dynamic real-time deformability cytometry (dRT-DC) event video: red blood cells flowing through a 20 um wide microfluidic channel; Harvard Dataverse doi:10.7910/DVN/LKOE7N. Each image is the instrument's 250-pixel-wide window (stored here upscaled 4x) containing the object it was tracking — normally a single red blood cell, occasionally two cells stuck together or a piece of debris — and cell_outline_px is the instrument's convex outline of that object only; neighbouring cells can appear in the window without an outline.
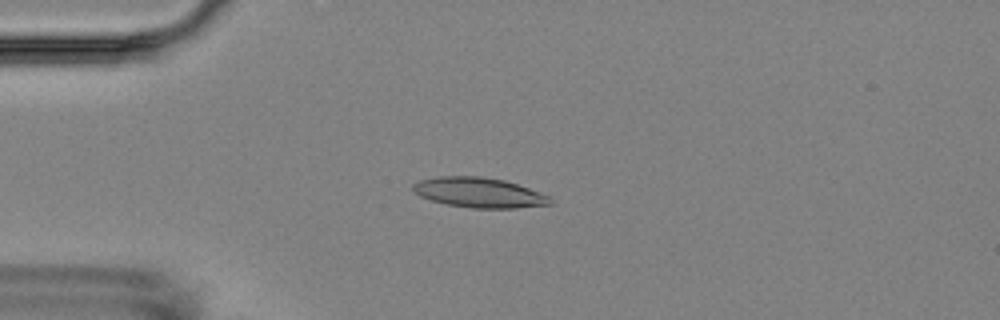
{"species": "Egyptian fruit bat (a non-hibernating species)", "species_latin": "Rousettus aegyptiacus", "temperature_condition": "room temperature", "stored_images_in_passage": 2, "camera_frame_rate_fps": 3000, "um_per_image_px": 0.085, "animal": {"sex": "female"}, "frame": {"image": 1, "passage_image": 2, "time_ms": 1.0, "image_size_px": [1000, 320], "cell_outline_px": [[552, 204], [516, 208], [472, 208], [448, 204], [432, 200], [420, 196], [412, 188], [412, 184], [420, 180], [440, 176], [480, 176], [504, 180], [540, 192], [548, 196], [552, 200]], "centroid_in_image_um": [40.73, 16.37], "position_along_channel_um": 44.3, "area_um2": 23.76}}